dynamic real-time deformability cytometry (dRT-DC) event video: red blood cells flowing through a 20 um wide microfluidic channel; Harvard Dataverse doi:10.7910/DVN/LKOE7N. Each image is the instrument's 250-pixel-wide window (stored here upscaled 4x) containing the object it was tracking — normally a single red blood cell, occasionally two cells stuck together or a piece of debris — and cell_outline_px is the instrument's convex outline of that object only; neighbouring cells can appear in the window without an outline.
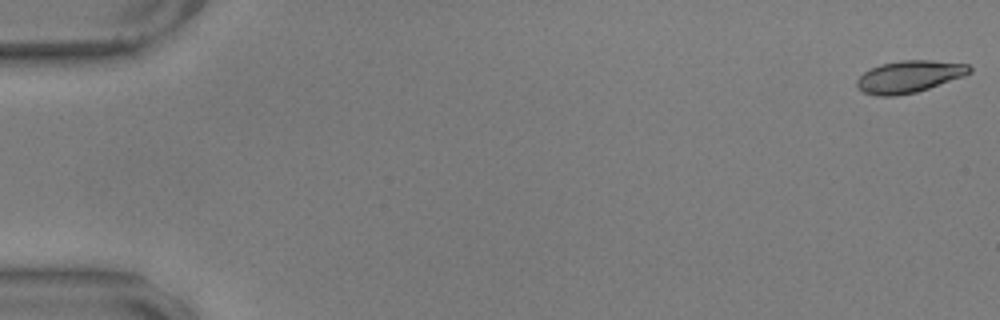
{"species": "common noctule bat (a hibernating species)", "species_latin": "Nyctalus noctula", "temperature_condition": "warm", "stored_images_in_passage": 57, "camera_frame_rate_fps": 3000, "um_per_image_px": 0.085, "animal": {"sex": "male", "body_mass_g": 17.9, "forearm_length_mm": 54.2}, "frame": {"image": 1, "passage_image": 1, "time_ms": 0.0, "image_size_px": [1000, 320], "cell_outline_px": [[972, 72], [964, 76], [916, 92], [896, 96], [876, 96], [864, 92], [856, 88], [856, 80], [864, 72], [880, 64], [900, 60], [932, 60], [968, 64], [972, 68]], "centroid_in_image_um": [77.27, 6.51], "position_along_channel_um": 7.7, "area_um2": 21.1}}
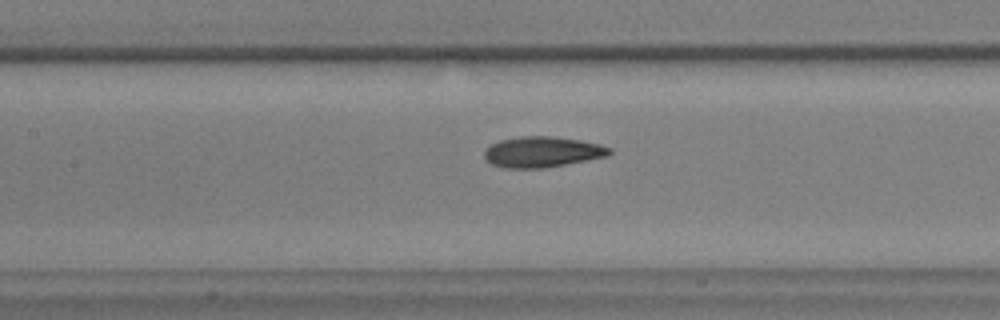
{"frame": {"image": 2, "passage_image": 27, "time_ms": 8.667, "image_size_px": [1000, 320], "cell_outline_px": [[612, 152], [608, 156], [544, 168], [504, 168], [492, 164], [484, 156], [484, 152], [492, 144], [500, 140], [520, 136], [552, 136], [580, 140], [600, 144], [612, 148]], "centroid_in_image_um": [46.12, 12.91], "position_along_channel_um": 161.3, "area_um2": 22.31}}
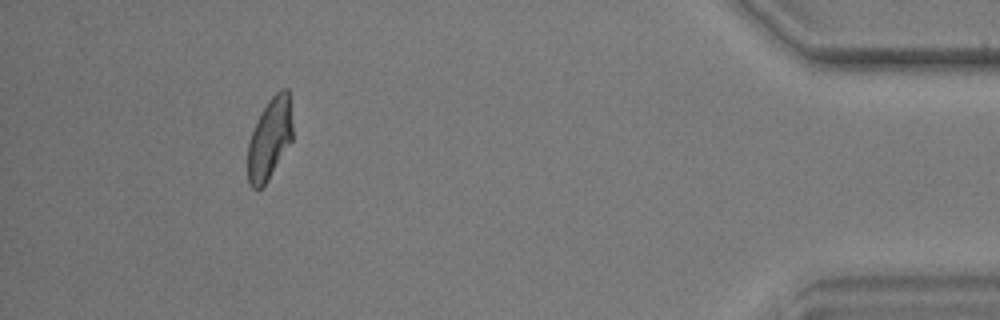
{"frame": {"image": 3, "passage_image": 53, "time_ms": 17.333, "image_size_px": [1000, 320], "cell_outline_px": [[292, 140], [268, 180], [260, 188], [252, 188], [248, 184], [248, 144], [252, 132], [268, 100], [280, 88], [288, 88], [292, 124]], "centroid_in_image_um": [22.93, 11.79], "position_along_channel_um": 412.3, "area_um2": 20.92}, "authors_computed_cell_mechanics": {"area_um2": 21.964, "velocity_mm_per_s": 3.5381, "shape_relaxation_time_tau1_ms": 4.5065, "shape_relaxation_time_tau2_ms": 1.7784, "deformation_change_tau1": 0.159, "deformation_change_tau2": 0.0711}}